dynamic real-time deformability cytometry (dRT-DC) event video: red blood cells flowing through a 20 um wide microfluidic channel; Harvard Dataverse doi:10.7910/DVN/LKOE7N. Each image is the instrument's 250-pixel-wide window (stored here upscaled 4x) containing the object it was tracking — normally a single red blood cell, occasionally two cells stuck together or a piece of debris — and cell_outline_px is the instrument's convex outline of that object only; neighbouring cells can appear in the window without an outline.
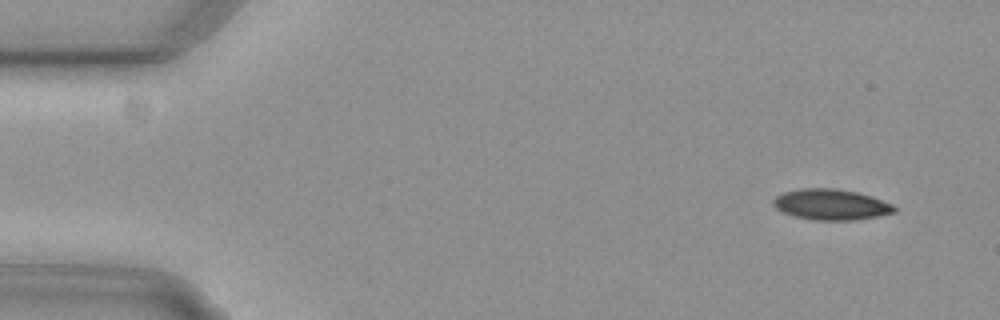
{"species": "common noctule bat (a hibernating species)", "species_latin": "Nyctalus noctula", "temperature_condition": "cold", "stored_images_in_passage": 4, "camera_frame_rate_fps": 3000, "um_per_image_px": 0.085, "animal": {"sex": "female", "body_mass_g": 29.2, "forearm_length_mm": 56.3}, "frame": {"image": 1, "passage_image": 1, "time_ms": 0.0, "image_size_px": [1000, 320], "cell_outline_px": [[896, 212], [876, 216], [852, 220], [812, 220], [796, 216], [784, 212], [776, 208], [772, 204], [772, 200], [776, 196], [784, 192], [800, 188], [832, 188], [856, 192], [872, 196], [892, 204], [896, 208]], "centroid_in_image_um": [70.62, 17.38], "position_along_channel_um": 14.4, "area_um2": 21.56}}